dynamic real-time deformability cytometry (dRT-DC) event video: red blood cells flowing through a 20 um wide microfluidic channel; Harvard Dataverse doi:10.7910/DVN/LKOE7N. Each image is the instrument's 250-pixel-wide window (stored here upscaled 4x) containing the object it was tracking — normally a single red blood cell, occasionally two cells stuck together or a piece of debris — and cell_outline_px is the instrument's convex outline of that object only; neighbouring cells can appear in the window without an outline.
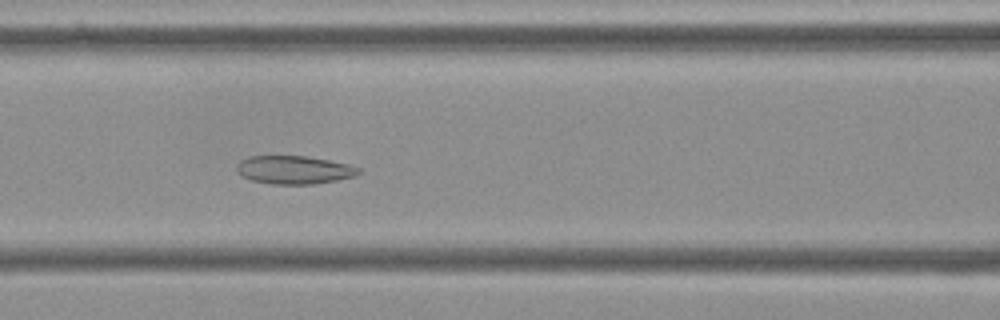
{"species": "Egyptian fruit bat (a non-hibernating species)", "species_latin": "Rousettus aegyptiacus", "temperature_condition": "cold", "stored_images_in_passage": 44, "camera_frame_rate_fps": 3000, "um_per_image_px": 0.085, "frame": {"image": 1, "passage_image": 12, "time_ms": 3.667, "image_size_px": [1000, 320], "cell_outline_px": [[360, 172], [356, 176], [336, 180], [312, 184], [272, 184], [252, 180], [244, 176], [236, 168], [236, 164], [240, 160], [252, 156], [308, 156], [348, 164], [360, 168]], "centroid_in_image_um": [25.02, 14.43], "position_along_channel_um": 141.6, "area_um2": 19.88}}
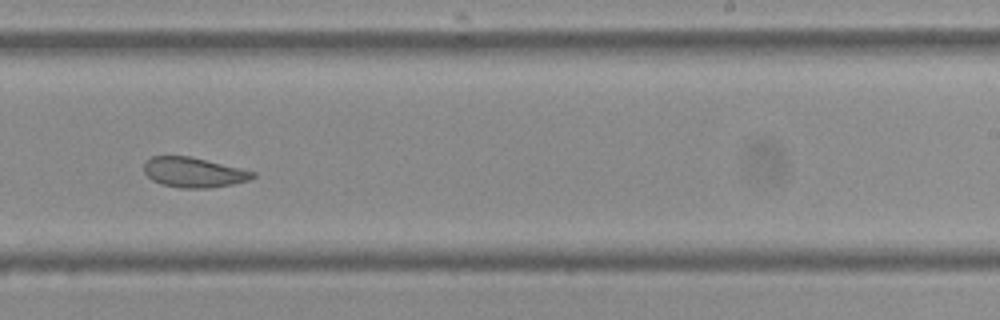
{"frame": {"image": 2, "passage_image": 23, "time_ms": 7.333, "image_size_px": [1000, 320], "cell_outline_px": [[256, 176], [248, 180], [232, 184], [212, 188], [180, 188], [164, 184], [152, 180], [144, 172], [144, 160], [152, 156], [188, 156], [256, 172]], "centroid_in_image_um": [16.44, 14.65], "position_along_channel_um": 272.6, "area_um2": 18.84}}
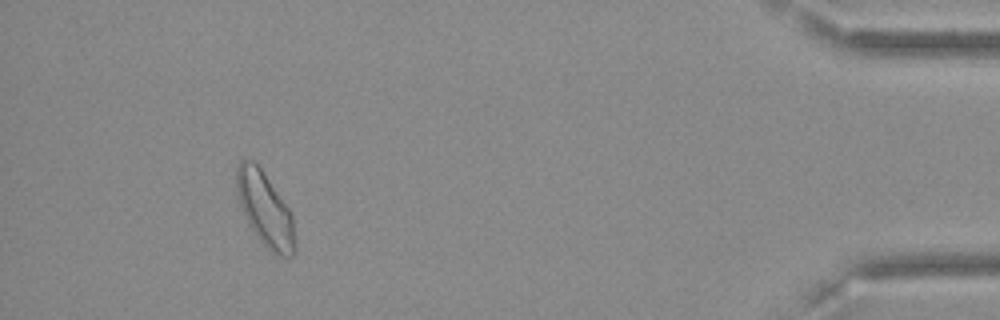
{"frame": {"image": 3, "passage_image": 40, "time_ms": 13.0, "image_size_px": [1000, 320], "cell_outline_px": [[296, 252], [292, 256], [280, 256], [268, 248], [256, 236], [248, 224], [240, 204], [236, 192], [236, 168], [240, 160], [252, 160], [260, 168], [288, 208], [292, 216], [296, 244]], "centroid_in_image_um": [22.52, 17.81], "position_along_channel_um": 412.7, "area_um2": 24.85}, "authors_computed_cell_mechanics": {"area_um2": 20.6635, "velocity_mm_per_s": 3.5771, "shape_relaxation_time_tau1_ms": null, "shape_relaxation_time_tau2_ms": 2.1848, "deformation_change_tau1": null, "deformation_change_tau2": 0.0725}}